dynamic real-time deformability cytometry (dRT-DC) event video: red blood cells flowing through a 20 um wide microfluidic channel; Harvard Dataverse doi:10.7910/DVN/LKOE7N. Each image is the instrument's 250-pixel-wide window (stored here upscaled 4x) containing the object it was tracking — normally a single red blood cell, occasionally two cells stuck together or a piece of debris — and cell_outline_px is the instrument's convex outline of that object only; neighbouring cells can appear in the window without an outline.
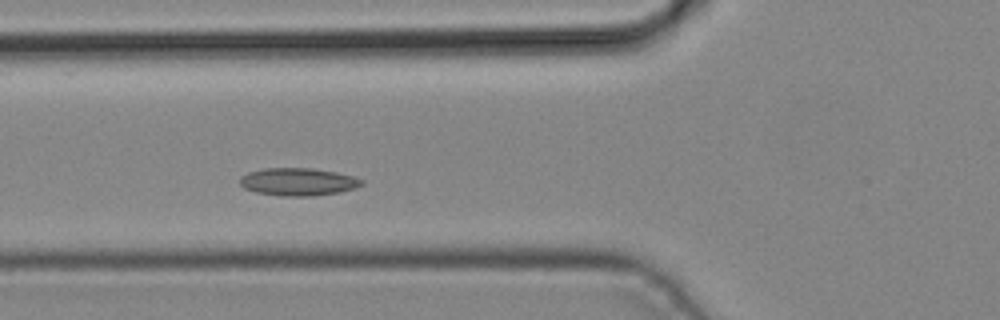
{"species": "common noctule bat (a hibernating species)", "species_latin": "Nyctalus noctula", "temperature_condition": "cold", "stored_images_in_passage": 4, "camera_frame_rate_fps": 3000, "um_per_image_px": 0.085, "animal": {"sex": "male", "body_mass_g": 19.2, "forearm_length_mm": 51.8}, "frame": {"image": 1, "passage_image": 3, "time_ms": 0.667, "image_size_px": [1000, 320], "cell_outline_px": [[364, 184], [356, 188], [340, 192], [312, 196], [280, 196], [256, 192], [244, 188], [240, 184], [240, 176], [248, 172], [264, 168], [312, 168], [336, 172], [352, 176], [364, 180]], "centroid_in_image_um": [25.34, 15.45], "position_along_channel_um": 100.5, "area_um2": 19.77}}
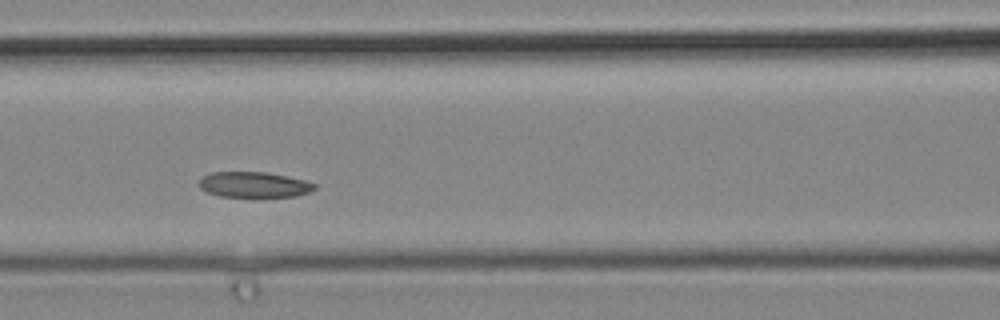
{"frame": {"image": 2, "passage_image": 4, "time_ms": 1.0, "image_size_px": [1000, 320], "cell_outline_px": [[316, 188], [308, 192], [296, 196], [256, 200], [220, 196], [208, 192], [200, 188], [200, 180], [204, 176], [212, 172], [264, 172], [288, 176], [304, 180], [316, 184]], "centroid_in_image_um": [21.62, 15.75], "position_along_channel_um": 145.0, "area_um2": 17.98}}